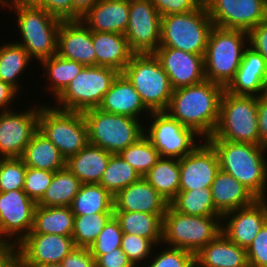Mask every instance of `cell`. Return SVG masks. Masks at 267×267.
<instances>
[{
    "instance_id": "35",
    "label": "cell",
    "mask_w": 267,
    "mask_h": 267,
    "mask_svg": "<svg viewBox=\"0 0 267 267\" xmlns=\"http://www.w3.org/2000/svg\"><path fill=\"white\" fill-rule=\"evenodd\" d=\"M81 184L80 180L66 167L58 170L54 172L50 186L37 205L44 207L70 206Z\"/></svg>"
},
{
    "instance_id": "47",
    "label": "cell",
    "mask_w": 267,
    "mask_h": 267,
    "mask_svg": "<svg viewBox=\"0 0 267 267\" xmlns=\"http://www.w3.org/2000/svg\"><path fill=\"white\" fill-rule=\"evenodd\" d=\"M246 250L251 267H267V222Z\"/></svg>"
},
{
    "instance_id": "48",
    "label": "cell",
    "mask_w": 267,
    "mask_h": 267,
    "mask_svg": "<svg viewBox=\"0 0 267 267\" xmlns=\"http://www.w3.org/2000/svg\"><path fill=\"white\" fill-rule=\"evenodd\" d=\"M161 16L186 13L197 9L203 0H150Z\"/></svg>"
},
{
    "instance_id": "59",
    "label": "cell",
    "mask_w": 267,
    "mask_h": 267,
    "mask_svg": "<svg viewBox=\"0 0 267 267\" xmlns=\"http://www.w3.org/2000/svg\"><path fill=\"white\" fill-rule=\"evenodd\" d=\"M26 267H63L62 263H50L38 266H26Z\"/></svg>"
},
{
    "instance_id": "60",
    "label": "cell",
    "mask_w": 267,
    "mask_h": 267,
    "mask_svg": "<svg viewBox=\"0 0 267 267\" xmlns=\"http://www.w3.org/2000/svg\"><path fill=\"white\" fill-rule=\"evenodd\" d=\"M191 267H201L196 261L191 265Z\"/></svg>"
},
{
    "instance_id": "11",
    "label": "cell",
    "mask_w": 267,
    "mask_h": 267,
    "mask_svg": "<svg viewBox=\"0 0 267 267\" xmlns=\"http://www.w3.org/2000/svg\"><path fill=\"white\" fill-rule=\"evenodd\" d=\"M119 72L101 66H84L65 90L55 99L61 110L84 112L98 108Z\"/></svg>"
},
{
    "instance_id": "1",
    "label": "cell",
    "mask_w": 267,
    "mask_h": 267,
    "mask_svg": "<svg viewBox=\"0 0 267 267\" xmlns=\"http://www.w3.org/2000/svg\"><path fill=\"white\" fill-rule=\"evenodd\" d=\"M224 91V86L207 79L173 90L165 112L183 126L192 129L199 135V139L201 137L207 140L216 130Z\"/></svg>"
},
{
    "instance_id": "14",
    "label": "cell",
    "mask_w": 267,
    "mask_h": 267,
    "mask_svg": "<svg viewBox=\"0 0 267 267\" xmlns=\"http://www.w3.org/2000/svg\"><path fill=\"white\" fill-rule=\"evenodd\" d=\"M214 26L249 32L267 20V0H203Z\"/></svg>"
},
{
    "instance_id": "30",
    "label": "cell",
    "mask_w": 267,
    "mask_h": 267,
    "mask_svg": "<svg viewBox=\"0 0 267 267\" xmlns=\"http://www.w3.org/2000/svg\"><path fill=\"white\" fill-rule=\"evenodd\" d=\"M26 167L56 172L66 167V159L58 148L38 130L21 156Z\"/></svg>"
},
{
    "instance_id": "15",
    "label": "cell",
    "mask_w": 267,
    "mask_h": 267,
    "mask_svg": "<svg viewBox=\"0 0 267 267\" xmlns=\"http://www.w3.org/2000/svg\"><path fill=\"white\" fill-rule=\"evenodd\" d=\"M36 206L23 190L0 192V241L19 244L32 230Z\"/></svg>"
},
{
    "instance_id": "2",
    "label": "cell",
    "mask_w": 267,
    "mask_h": 267,
    "mask_svg": "<svg viewBox=\"0 0 267 267\" xmlns=\"http://www.w3.org/2000/svg\"><path fill=\"white\" fill-rule=\"evenodd\" d=\"M207 141L217 153L220 170L232 175L257 199H267V160L264 158L267 147L226 140Z\"/></svg>"
},
{
    "instance_id": "51",
    "label": "cell",
    "mask_w": 267,
    "mask_h": 267,
    "mask_svg": "<svg viewBox=\"0 0 267 267\" xmlns=\"http://www.w3.org/2000/svg\"><path fill=\"white\" fill-rule=\"evenodd\" d=\"M63 267H96L89 248L75 247L61 262Z\"/></svg>"
},
{
    "instance_id": "45",
    "label": "cell",
    "mask_w": 267,
    "mask_h": 267,
    "mask_svg": "<svg viewBox=\"0 0 267 267\" xmlns=\"http://www.w3.org/2000/svg\"><path fill=\"white\" fill-rule=\"evenodd\" d=\"M152 246L154 244L147 238L134 234H123L121 249L132 265L138 266L141 261L145 262L146 258L148 260V257L153 255V253L150 254Z\"/></svg>"
},
{
    "instance_id": "43",
    "label": "cell",
    "mask_w": 267,
    "mask_h": 267,
    "mask_svg": "<svg viewBox=\"0 0 267 267\" xmlns=\"http://www.w3.org/2000/svg\"><path fill=\"white\" fill-rule=\"evenodd\" d=\"M123 234L119 222L113 216L89 247L92 257L96 260L102 254L121 248Z\"/></svg>"
},
{
    "instance_id": "6",
    "label": "cell",
    "mask_w": 267,
    "mask_h": 267,
    "mask_svg": "<svg viewBox=\"0 0 267 267\" xmlns=\"http://www.w3.org/2000/svg\"><path fill=\"white\" fill-rule=\"evenodd\" d=\"M222 216H191L170 205L163 216L162 244L197 254L220 233Z\"/></svg>"
},
{
    "instance_id": "44",
    "label": "cell",
    "mask_w": 267,
    "mask_h": 267,
    "mask_svg": "<svg viewBox=\"0 0 267 267\" xmlns=\"http://www.w3.org/2000/svg\"><path fill=\"white\" fill-rule=\"evenodd\" d=\"M54 172L27 167L23 191L36 204L50 186Z\"/></svg>"
},
{
    "instance_id": "49",
    "label": "cell",
    "mask_w": 267,
    "mask_h": 267,
    "mask_svg": "<svg viewBox=\"0 0 267 267\" xmlns=\"http://www.w3.org/2000/svg\"><path fill=\"white\" fill-rule=\"evenodd\" d=\"M38 7L62 21L72 20V0H43Z\"/></svg>"
},
{
    "instance_id": "61",
    "label": "cell",
    "mask_w": 267,
    "mask_h": 267,
    "mask_svg": "<svg viewBox=\"0 0 267 267\" xmlns=\"http://www.w3.org/2000/svg\"><path fill=\"white\" fill-rule=\"evenodd\" d=\"M3 159H4V157L0 156V165H1L2 161H3Z\"/></svg>"
},
{
    "instance_id": "10",
    "label": "cell",
    "mask_w": 267,
    "mask_h": 267,
    "mask_svg": "<svg viewBox=\"0 0 267 267\" xmlns=\"http://www.w3.org/2000/svg\"><path fill=\"white\" fill-rule=\"evenodd\" d=\"M47 106L46 104L40 106L39 130L45 134L67 160L89 143L88 129L83 112L66 111L51 107V105Z\"/></svg>"
},
{
    "instance_id": "17",
    "label": "cell",
    "mask_w": 267,
    "mask_h": 267,
    "mask_svg": "<svg viewBox=\"0 0 267 267\" xmlns=\"http://www.w3.org/2000/svg\"><path fill=\"white\" fill-rule=\"evenodd\" d=\"M204 141L179 159V191L204 189L211 187L214 182L220 170L219 159L214 147L207 140Z\"/></svg>"
},
{
    "instance_id": "37",
    "label": "cell",
    "mask_w": 267,
    "mask_h": 267,
    "mask_svg": "<svg viewBox=\"0 0 267 267\" xmlns=\"http://www.w3.org/2000/svg\"><path fill=\"white\" fill-rule=\"evenodd\" d=\"M32 59L22 45L17 42L3 43L0 46V80L10 84L17 91L18 79ZM18 78V79H17Z\"/></svg>"
},
{
    "instance_id": "29",
    "label": "cell",
    "mask_w": 267,
    "mask_h": 267,
    "mask_svg": "<svg viewBox=\"0 0 267 267\" xmlns=\"http://www.w3.org/2000/svg\"><path fill=\"white\" fill-rule=\"evenodd\" d=\"M112 154L88 143L76 155L66 160L70 170L82 184H99Z\"/></svg>"
},
{
    "instance_id": "24",
    "label": "cell",
    "mask_w": 267,
    "mask_h": 267,
    "mask_svg": "<svg viewBox=\"0 0 267 267\" xmlns=\"http://www.w3.org/2000/svg\"><path fill=\"white\" fill-rule=\"evenodd\" d=\"M130 0H99L80 21L91 32L124 34L129 22Z\"/></svg>"
},
{
    "instance_id": "20",
    "label": "cell",
    "mask_w": 267,
    "mask_h": 267,
    "mask_svg": "<svg viewBox=\"0 0 267 267\" xmlns=\"http://www.w3.org/2000/svg\"><path fill=\"white\" fill-rule=\"evenodd\" d=\"M168 75L173 90L204 81V56L159 46L153 53Z\"/></svg>"
},
{
    "instance_id": "19",
    "label": "cell",
    "mask_w": 267,
    "mask_h": 267,
    "mask_svg": "<svg viewBox=\"0 0 267 267\" xmlns=\"http://www.w3.org/2000/svg\"><path fill=\"white\" fill-rule=\"evenodd\" d=\"M221 220L224 225L221 232L233 243L247 249L267 222V201L257 199L250 206L223 214Z\"/></svg>"
},
{
    "instance_id": "4",
    "label": "cell",
    "mask_w": 267,
    "mask_h": 267,
    "mask_svg": "<svg viewBox=\"0 0 267 267\" xmlns=\"http://www.w3.org/2000/svg\"><path fill=\"white\" fill-rule=\"evenodd\" d=\"M213 26L204 2L193 11L162 16L160 46L204 56Z\"/></svg>"
},
{
    "instance_id": "34",
    "label": "cell",
    "mask_w": 267,
    "mask_h": 267,
    "mask_svg": "<svg viewBox=\"0 0 267 267\" xmlns=\"http://www.w3.org/2000/svg\"><path fill=\"white\" fill-rule=\"evenodd\" d=\"M70 209L75 216L114 213V197L100 184H81Z\"/></svg>"
},
{
    "instance_id": "9",
    "label": "cell",
    "mask_w": 267,
    "mask_h": 267,
    "mask_svg": "<svg viewBox=\"0 0 267 267\" xmlns=\"http://www.w3.org/2000/svg\"><path fill=\"white\" fill-rule=\"evenodd\" d=\"M12 8L22 36V40L17 43L23 46L29 57L36 58L41 63L42 60L56 55L57 35L62 20L40 7Z\"/></svg>"
},
{
    "instance_id": "25",
    "label": "cell",
    "mask_w": 267,
    "mask_h": 267,
    "mask_svg": "<svg viewBox=\"0 0 267 267\" xmlns=\"http://www.w3.org/2000/svg\"><path fill=\"white\" fill-rule=\"evenodd\" d=\"M98 108L106 113L136 119H140L139 114L144 113V111L151 113L141 100L139 93L123 73H119L113 80Z\"/></svg>"
},
{
    "instance_id": "38",
    "label": "cell",
    "mask_w": 267,
    "mask_h": 267,
    "mask_svg": "<svg viewBox=\"0 0 267 267\" xmlns=\"http://www.w3.org/2000/svg\"><path fill=\"white\" fill-rule=\"evenodd\" d=\"M43 71H46L49 80V91L57 98L71 81L80 73L84 65L74 60L53 55L41 61ZM51 83V84H50Z\"/></svg>"
},
{
    "instance_id": "58",
    "label": "cell",
    "mask_w": 267,
    "mask_h": 267,
    "mask_svg": "<svg viewBox=\"0 0 267 267\" xmlns=\"http://www.w3.org/2000/svg\"><path fill=\"white\" fill-rule=\"evenodd\" d=\"M7 267H26V265L16 257Z\"/></svg>"
},
{
    "instance_id": "31",
    "label": "cell",
    "mask_w": 267,
    "mask_h": 267,
    "mask_svg": "<svg viewBox=\"0 0 267 267\" xmlns=\"http://www.w3.org/2000/svg\"><path fill=\"white\" fill-rule=\"evenodd\" d=\"M74 217L70 206L44 207L37 205L29 234H57L71 237Z\"/></svg>"
},
{
    "instance_id": "8",
    "label": "cell",
    "mask_w": 267,
    "mask_h": 267,
    "mask_svg": "<svg viewBox=\"0 0 267 267\" xmlns=\"http://www.w3.org/2000/svg\"><path fill=\"white\" fill-rule=\"evenodd\" d=\"M123 74L151 112L167 109L173 88L168 75L154 54H134Z\"/></svg>"
},
{
    "instance_id": "33",
    "label": "cell",
    "mask_w": 267,
    "mask_h": 267,
    "mask_svg": "<svg viewBox=\"0 0 267 267\" xmlns=\"http://www.w3.org/2000/svg\"><path fill=\"white\" fill-rule=\"evenodd\" d=\"M143 178L170 203L179 192V159L160 157L156 164Z\"/></svg>"
},
{
    "instance_id": "54",
    "label": "cell",
    "mask_w": 267,
    "mask_h": 267,
    "mask_svg": "<svg viewBox=\"0 0 267 267\" xmlns=\"http://www.w3.org/2000/svg\"><path fill=\"white\" fill-rule=\"evenodd\" d=\"M18 91L12 87L10 84L0 80V111L11 110L10 106L11 101L14 100L18 94Z\"/></svg>"
},
{
    "instance_id": "5",
    "label": "cell",
    "mask_w": 267,
    "mask_h": 267,
    "mask_svg": "<svg viewBox=\"0 0 267 267\" xmlns=\"http://www.w3.org/2000/svg\"><path fill=\"white\" fill-rule=\"evenodd\" d=\"M207 140L260 145L257 97L236 96L224 91L216 130Z\"/></svg>"
},
{
    "instance_id": "27",
    "label": "cell",
    "mask_w": 267,
    "mask_h": 267,
    "mask_svg": "<svg viewBox=\"0 0 267 267\" xmlns=\"http://www.w3.org/2000/svg\"><path fill=\"white\" fill-rule=\"evenodd\" d=\"M211 192L214 206L222 215L250 206L257 200L242 183L222 170L217 172Z\"/></svg>"
},
{
    "instance_id": "13",
    "label": "cell",
    "mask_w": 267,
    "mask_h": 267,
    "mask_svg": "<svg viewBox=\"0 0 267 267\" xmlns=\"http://www.w3.org/2000/svg\"><path fill=\"white\" fill-rule=\"evenodd\" d=\"M161 17L150 0H130L124 35L134 54H153L160 46Z\"/></svg>"
},
{
    "instance_id": "7",
    "label": "cell",
    "mask_w": 267,
    "mask_h": 267,
    "mask_svg": "<svg viewBox=\"0 0 267 267\" xmlns=\"http://www.w3.org/2000/svg\"><path fill=\"white\" fill-rule=\"evenodd\" d=\"M83 115L89 143L111 154H119L144 135L143 125L136 118L106 113L99 108L86 110Z\"/></svg>"
},
{
    "instance_id": "21",
    "label": "cell",
    "mask_w": 267,
    "mask_h": 267,
    "mask_svg": "<svg viewBox=\"0 0 267 267\" xmlns=\"http://www.w3.org/2000/svg\"><path fill=\"white\" fill-rule=\"evenodd\" d=\"M225 91L236 96L259 97L267 91V64L264 57L248 46L234 78Z\"/></svg>"
},
{
    "instance_id": "22",
    "label": "cell",
    "mask_w": 267,
    "mask_h": 267,
    "mask_svg": "<svg viewBox=\"0 0 267 267\" xmlns=\"http://www.w3.org/2000/svg\"><path fill=\"white\" fill-rule=\"evenodd\" d=\"M56 54L84 66H95L92 32L80 20L62 21L57 35Z\"/></svg>"
},
{
    "instance_id": "23",
    "label": "cell",
    "mask_w": 267,
    "mask_h": 267,
    "mask_svg": "<svg viewBox=\"0 0 267 267\" xmlns=\"http://www.w3.org/2000/svg\"><path fill=\"white\" fill-rule=\"evenodd\" d=\"M169 203L143 178L114 196V211L165 214Z\"/></svg>"
},
{
    "instance_id": "12",
    "label": "cell",
    "mask_w": 267,
    "mask_h": 267,
    "mask_svg": "<svg viewBox=\"0 0 267 267\" xmlns=\"http://www.w3.org/2000/svg\"><path fill=\"white\" fill-rule=\"evenodd\" d=\"M149 116L153 121L148 126L149 129L144 126V135L159 152L160 157L181 159L198 146L195 138L199 135L165 111L151 112Z\"/></svg>"
},
{
    "instance_id": "18",
    "label": "cell",
    "mask_w": 267,
    "mask_h": 267,
    "mask_svg": "<svg viewBox=\"0 0 267 267\" xmlns=\"http://www.w3.org/2000/svg\"><path fill=\"white\" fill-rule=\"evenodd\" d=\"M74 248L72 237L57 234H28L17 244V257L26 266L61 263Z\"/></svg>"
},
{
    "instance_id": "40",
    "label": "cell",
    "mask_w": 267,
    "mask_h": 267,
    "mask_svg": "<svg viewBox=\"0 0 267 267\" xmlns=\"http://www.w3.org/2000/svg\"><path fill=\"white\" fill-rule=\"evenodd\" d=\"M114 213H97L74 217L72 238L75 247L89 248Z\"/></svg>"
},
{
    "instance_id": "50",
    "label": "cell",
    "mask_w": 267,
    "mask_h": 267,
    "mask_svg": "<svg viewBox=\"0 0 267 267\" xmlns=\"http://www.w3.org/2000/svg\"><path fill=\"white\" fill-rule=\"evenodd\" d=\"M249 46L260 53L267 64V20L259 23L249 32Z\"/></svg>"
},
{
    "instance_id": "36",
    "label": "cell",
    "mask_w": 267,
    "mask_h": 267,
    "mask_svg": "<svg viewBox=\"0 0 267 267\" xmlns=\"http://www.w3.org/2000/svg\"><path fill=\"white\" fill-rule=\"evenodd\" d=\"M169 205L175 211L191 216H222L214 206L211 187L179 191Z\"/></svg>"
},
{
    "instance_id": "56",
    "label": "cell",
    "mask_w": 267,
    "mask_h": 267,
    "mask_svg": "<svg viewBox=\"0 0 267 267\" xmlns=\"http://www.w3.org/2000/svg\"><path fill=\"white\" fill-rule=\"evenodd\" d=\"M99 0H72V20H80Z\"/></svg>"
},
{
    "instance_id": "53",
    "label": "cell",
    "mask_w": 267,
    "mask_h": 267,
    "mask_svg": "<svg viewBox=\"0 0 267 267\" xmlns=\"http://www.w3.org/2000/svg\"><path fill=\"white\" fill-rule=\"evenodd\" d=\"M260 145L267 147V91L257 97Z\"/></svg>"
},
{
    "instance_id": "41",
    "label": "cell",
    "mask_w": 267,
    "mask_h": 267,
    "mask_svg": "<svg viewBox=\"0 0 267 267\" xmlns=\"http://www.w3.org/2000/svg\"><path fill=\"white\" fill-rule=\"evenodd\" d=\"M119 156L131 165L141 177L149 172L160 158L159 152L145 135L122 150Z\"/></svg>"
},
{
    "instance_id": "3",
    "label": "cell",
    "mask_w": 267,
    "mask_h": 267,
    "mask_svg": "<svg viewBox=\"0 0 267 267\" xmlns=\"http://www.w3.org/2000/svg\"><path fill=\"white\" fill-rule=\"evenodd\" d=\"M248 42V32L213 26L204 55L205 78L226 87L240 66Z\"/></svg>"
},
{
    "instance_id": "55",
    "label": "cell",
    "mask_w": 267,
    "mask_h": 267,
    "mask_svg": "<svg viewBox=\"0 0 267 267\" xmlns=\"http://www.w3.org/2000/svg\"><path fill=\"white\" fill-rule=\"evenodd\" d=\"M17 257V245L0 241V267H7Z\"/></svg>"
},
{
    "instance_id": "32",
    "label": "cell",
    "mask_w": 267,
    "mask_h": 267,
    "mask_svg": "<svg viewBox=\"0 0 267 267\" xmlns=\"http://www.w3.org/2000/svg\"><path fill=\"white\" fill-rule=\"evenodd\" d=\"M163 216L164 214L114 211V217L123 233L147 238L155 246L162 243Z\"/></svg>"
},
{
    "instance_id": "26",
    "label": "cell",
    "mask_w": 267,
    "mask_h": 267,
    "mask_svg": "<svg viewBox=\"0 0 267 267\" xmlns=\"http://www.w3.org/2000/svg\"><path fill=\"white\" fill-rule=\"evenodd\" d=\"M92 43L96 65L115 69L119 73H123L134 55L124 34L92 32Z\"/></svg>"
},
{
    "instance_id": "42",
    "label": "cell",
    "mask_w": 267,
    "mask_h": 267,
    "mask_svg": "<svg viewBox=\"0 0 267 267\" xmlns=\"http://www.w3.org/2000/svg\"><path fill=\"white\" fill-rule=\"evenodd\" d=\"M26 169L21 158H4L0 165V192L23 190Z\"/></svg>"
},
{
    "instance_id": "16",
    "label": "cell",
    "mask_w": 267,
    "mask_h": 267,
    "mask_svg": "<svg viewBox=\"0 0 267 267\" xmlns=\"http://www.w3.org/2000/svg\"><path fill=\"white\" fill-rule=\"evenodd\" d=\"M40 105L24 112L12 109L0 112V156L21 158L34 134L39 130Z\"/></svg>"
},
{
    "instance_id": "52",
    "label": "cell",
    "mask_w": 267,
    "mask_h": 267,
    "mask_svg": "<svg viewBox=\"0 0 267 267\" xmlns=\"http://www.w3.org/2000/svg\"><path fill=\"white\" fill-rule=\"evenodd\" d=\"M96 267H131L132 263L129 261L127 255L121 248L111 250L105 254L100 255L95 260Z\"/></svg>"
},
{
    "instance_id": "46",
    "label": "cell",
    "mask_w": 267,
    "mask_h": 267,
    "mask_svg": "<svg viewBox=\"0 0 267 267\" xmlns=\"http://www.w3.org/2000/svg\"><path fill=\"white\" fill-rule=\"evenodd\" d=\"M160 251L159 254H155L153 261L144 267H191L195 262V254L187 250L169 247Z\"/></svg>"
},
{
    "instance_id": "39",
    "label": "cell",
    "mask_w": 267,
    "mask_h": 267,
    "mask_svg": "<svg viewBox=\"0 0 267 267\" xmlns=\"http://www.w3.org/2000/svg\"><path fill=\"white\" fill-rule=\"evenodd\" d=\"M140 178L136 170L119 154H112L99 184L114 197L119 191Z\"/></svg>"
},
{
    "instance_id": "57",
    "label": "cell",
    "mask_w": 267,
    "mask_h": 267,
    "mask_svg": "<svg viewBox=\"0 0 267 267\" xmlns=\"http://www.w3.org/2000/svg\"><path fill=\"white\" fill-rule=\"evenodd\" d=\"M43 0H3L0 4L3 6L11 7H38Z\"/></svg>"
},
{
    "instance_id": "28",
    "label": "cell",
    "mask_w": 267,
    "mask_h": 267,
    "mask_svg": "<svg viewBox=\"0 0 267 267\" xmlns=\"http://www.w3.org/2000/svg\"><path fill=\"white\" fill-rule=\"evenodd\" d=\"M195 261L201 267H247V250L230 241L222 232L204 246Z\"/></svg>"
}]
</instances>
